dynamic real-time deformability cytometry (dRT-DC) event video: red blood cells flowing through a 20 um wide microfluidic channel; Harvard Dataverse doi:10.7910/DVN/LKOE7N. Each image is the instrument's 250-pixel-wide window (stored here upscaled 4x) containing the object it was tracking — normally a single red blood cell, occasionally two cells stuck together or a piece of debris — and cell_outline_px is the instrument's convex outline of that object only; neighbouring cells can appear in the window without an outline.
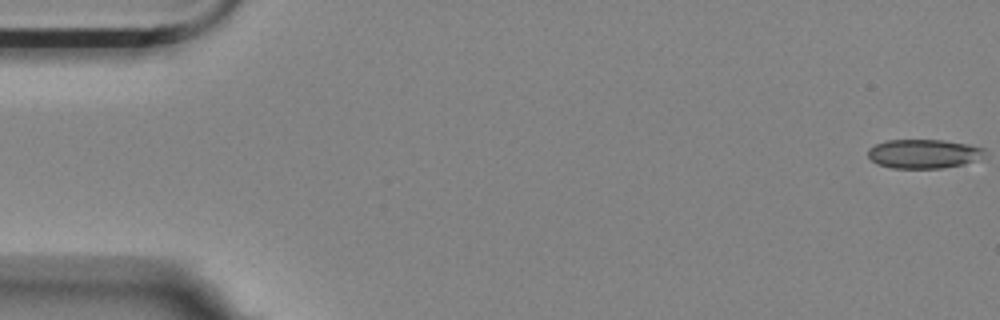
{"species": "Egyptian fruit bat (a non-hibernating species)", "species_latin": "Rousettus aegyptiacus", "temperature_condition": "room temperature", "stored_images_in_passage": 56, "camera_frame_rate_fps": 3000, "um_per_image_px": 0.085, "animal": {"sex": "female"}, "frame": {"image": 1, "passage_image": 1, "time_ms": 0.0, "image_size_px": [1000, 320], "cell_outline_px": [[984, 148], [972, 160], [964, 164], [940, 168], [892, 168], [876, 164], [868, 156], [868, 148], [876, 144], [888, 140], [944, 140], [968, 144]], "centroid_in_image_um": [78.38, 13.07], "position_along_channel_um": 6.6, "area_um2": 19.31}}
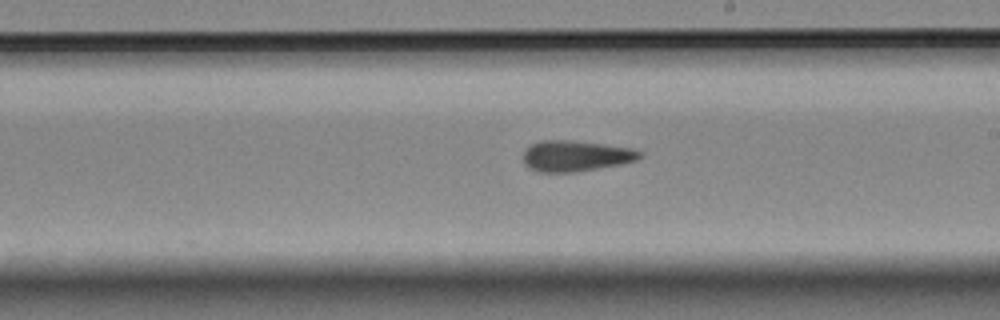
{"frame": {"image": 2, "passage_image": 32, "time_ms": 10.333, "image_size_px": [1000, 320], "cell_outline_px": [[644, 156], [636, 160], [620, 164], [576, 172], [540, 172], [528, 168], [524, 164], [524, 152], [532, 144], [540, 140], [572, 140], [632, 148], [644, 152]], "centroid_in_image_um": [48.96, 13.25], "position_along_channel_um": 240.0, "area_um2": 20.98}}
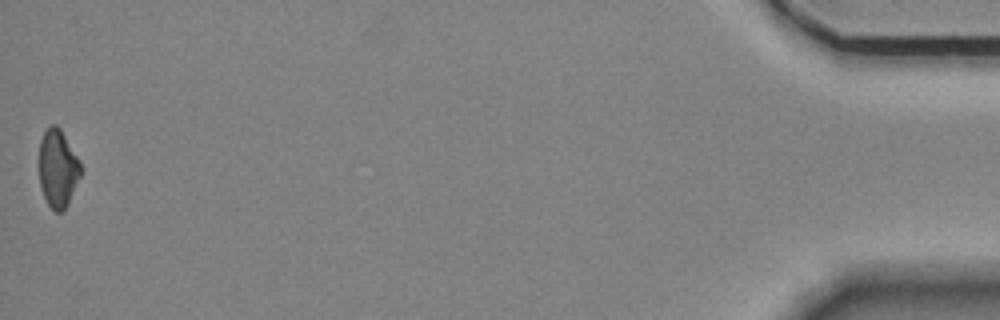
{"frame": {"image": 3, "passage_image": 56, "time_ms": 18.333, "image_size_px": [1000, 320], "cell_outline_px": [[80, 176], [68, 204], [60, 212], [56, 212], [48, 204], [44, 196], [40, 184], [40, 140], [48, 124], [56, 124], [60, 128], [80, 160]], "centroid_in_image_um": [4.92, 14.28], "position_along_channel_um": 430.3, "area_um2": 18.67}, "authors_computed_cell_mechanics": {"area_um2": 20.3456, "velocity_mm_per_s": 3.5666, "shape_relaxation_time_tau1_ms": null, "shape_relaxation_time_tau2_ms": 7.1705, "deformation_change_tau1": null, "deformation_change_tau2": 0.1507}}